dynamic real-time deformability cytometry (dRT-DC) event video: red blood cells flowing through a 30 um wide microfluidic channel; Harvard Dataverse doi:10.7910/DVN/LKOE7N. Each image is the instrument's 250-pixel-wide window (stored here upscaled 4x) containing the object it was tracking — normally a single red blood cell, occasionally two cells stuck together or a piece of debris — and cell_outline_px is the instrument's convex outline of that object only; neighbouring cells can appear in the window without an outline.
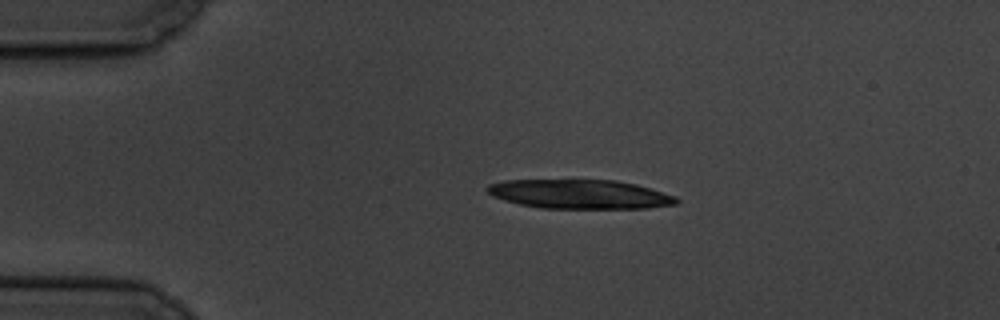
{"species": "common noctule bat (a hibernating species)", "species_latin": "Nyctalus noctula", "temperature_condition": "cold", "stored_images_in_passage": 6, "camera_frame_rate_fps": 3000, "um_per_image_px": 0.085, "animal": {"sex": "male", "body_mass_g": 19.5, "forearm_length_mm": 54.6}, "frame": {"image": 1, "passage_image": 1, "time_ms": 0.0, "image_size_px": [1000, 320], "cell_outline_px": [[680, 200], [676, 204], [648, 208], [544, 208], [520, 204], [504, 200], [492, 196], [484, 188], [488, 184], [504, 180], [616, 180], [636, 184], [676, 196]], "centroid_in_image_um": [49.27, 16.5], "position_along_channel_um": 35.7, "area_um2": 32.14}}
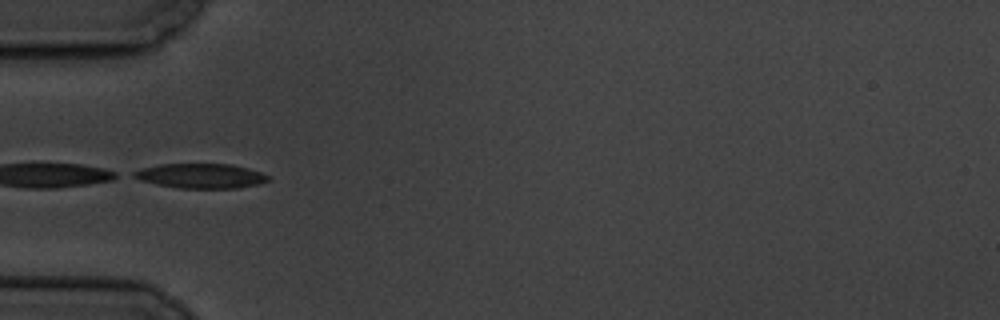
{"frame": {"image": 2, "passage_image": 3, "time_ms": 2.333, "image_size_px": [1000, 320], "cell_outline_px": [[272, 180], [260, 184], [240, 188], [180, 188], [156, 184], [140, 180], [132, 176], [132, 172], [144, 168], [160, 164], [232, 164], [248, 168], [260, 172], [268, 176]], "centroid_in_image_um": [17.11, 14.95], "position_along_channel_um": 67.9, "area_um2": 19.36}}